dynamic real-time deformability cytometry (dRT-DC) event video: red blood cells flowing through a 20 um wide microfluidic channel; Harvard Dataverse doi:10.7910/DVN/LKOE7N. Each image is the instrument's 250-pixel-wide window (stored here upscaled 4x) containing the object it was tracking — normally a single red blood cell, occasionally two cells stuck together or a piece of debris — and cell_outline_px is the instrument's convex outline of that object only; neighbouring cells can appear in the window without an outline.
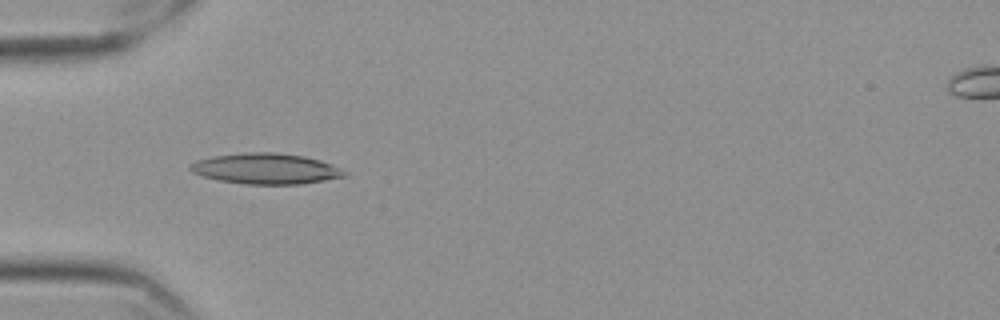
{"species": "Egyptian fruit bat (a non-hibernating species)", "species_latin": "Rousettus aegyptiacus", "temperature_condition": "cold", "stored_images_in_passage": 23, "camera_frame_rate_fps": 3000, "um_per_image_px": 0.085, "frame": {"image": 1, "passage_image": 6, "time_ms": 1.667, "image_size_px": [1000, 320], "cell_outline_px": [[348, 172], [344, 176], [324, 180], [300, 184], [244, 184], [220, 180], [204, 176], [192, 172], [188, 168], [196, 160], [212, 156], [248, 152], [276, 152], [304, 156], [320, 160], [332, 164]], "centroid_in_image_um": [22.6, 14.33], "position_along_channel_um": 62.4, "area_um2": 27.46}}
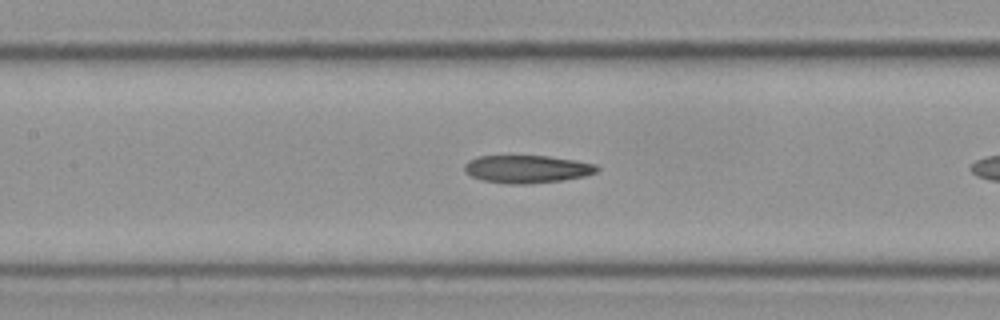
{"frame": {"image": 2, "passage_image": 11, "time_ms": 3.333, "image_size_px": [1000, 320], "cell_outline_px": [[600, 168], [596, 172], [584, 176], [564, 180], [524, 184], [508, 184], [480, 180], [464, 172], [464, 164], [468, 160], [480, 156], [548, 156], [576, 160], [596, 164]], "centroid_in_image_um": [44.78, 14.37], "position_along_channel_um": 162.6, "area_um2": 21.56}}
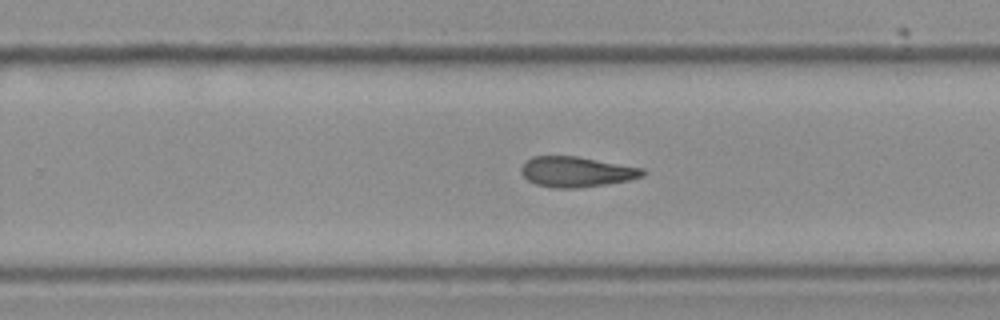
{"frame": {"image": 3, "passage_image": 21, "time_ms": 6.667, "image_size_px": [1000, 320], "cell_outline_px": [[644, 176], [628, 180], [604, 184], [576, 188], [552, 188], [536, 184], [528, 180], [520, 172], [520, 168], [524, 160], [532, 156], [576, 156], [644, 168]], "centroid_in_image_um": [48.94, 14.59], "position_along_channel_um": 280.9, "area_um2": 21.5}}